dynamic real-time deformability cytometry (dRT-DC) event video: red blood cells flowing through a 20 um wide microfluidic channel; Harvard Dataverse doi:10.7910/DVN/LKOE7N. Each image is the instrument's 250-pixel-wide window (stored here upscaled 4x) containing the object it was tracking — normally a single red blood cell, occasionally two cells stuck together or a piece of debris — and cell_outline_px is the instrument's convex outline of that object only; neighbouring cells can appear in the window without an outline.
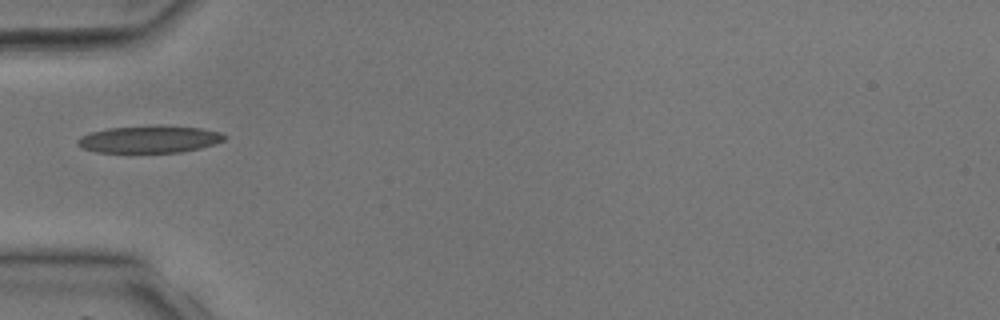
{"species": "common noctule bat (a hibernating species)", "species_latin": "Nyctalus noctula", "temperature_condition": "room temperature", "stored_images_in_passage": 27, "camera_frame_rate_fps": 3000, "um_per_image_px": 0.085, "animal": {"sex": "male", "body_mass_g": 17.9, "forearm_length_mm": 54.2}, "frame": {"image": 1, "passage_image": 1, "time_ms": 0.0, "image_size_px": [1000, 320], "cell_outline_px": [[228, 136], [224, 140], [216, 144], [200, 148], [180, 152], [132, 156], [96, 152], [80, 148], [76, 144], [76, 140], [80, 136], [92, 132], [108, 128], [156, 124], [160, 124], [200, 128], [220, 132]], "centroid_in_image_um": [12.64, 11.88], "position_along_channel_um": 72.4, "area_um2": 24.91}}
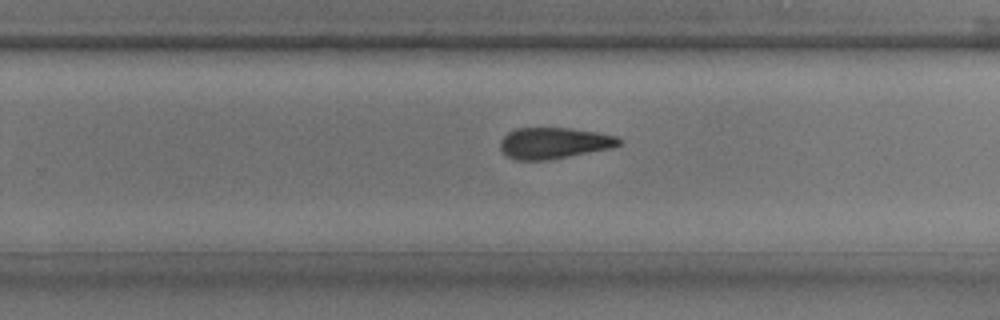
{"frame": {"image": 2, "passage_image": 13, "time_ms": 4.0, "image_size_px": [1000, 320], "cell_outline_px": [[624, 144], [612, 148], [548, 160], [512, 160], [500, 148], [500, 140], [508, 132], [516, 128], [572, 128], [596, 132], [616, 136], [624, 140]], "centroid_in_image_um": [47.12, 12.16], "position_along_channel_um": 282.7, "area_um2": 21.79}}
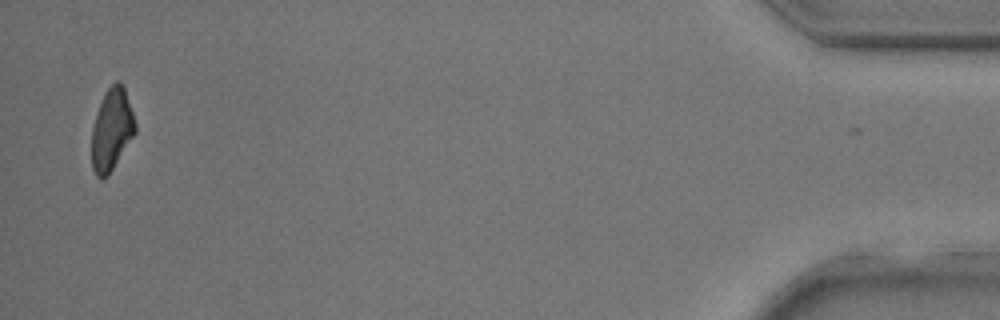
{"frame": {"image": 3, "passage_image": 26, "time_ms": 8.333, "image_size_px": [1000, 320], "cell_outline_px": [[136, 132], [108, 176], [96, 176], [92, 168], [92, 128], [96, 112], [104, 92], [116, 80], [120, 80], [124, 88], [136, 124]], "centroid_in_image_um": [9.49, 10.99], "position_along_channel_um": 425.7, "area_um2": 20.63}}